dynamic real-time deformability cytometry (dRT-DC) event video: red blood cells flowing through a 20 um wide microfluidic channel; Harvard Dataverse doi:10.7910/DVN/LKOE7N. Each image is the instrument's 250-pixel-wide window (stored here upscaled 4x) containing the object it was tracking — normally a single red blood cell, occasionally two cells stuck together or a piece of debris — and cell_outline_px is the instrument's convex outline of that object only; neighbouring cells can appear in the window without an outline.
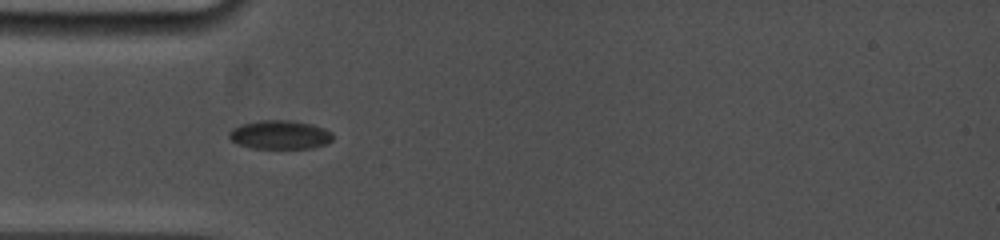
{"species": "common noctule bat (a hibernating species)", "species_latin": "Nyctalus noctula", "temperature_condition": "cold", "stored_images_in_passage": 6, "camera_frame_rate_fps": 5000, "um_per_image_px": 0.085, "animal": {"sex": "female", "body_mass_g": 19.0, "forearm_length_mm": 53.3}, "frame": {"image": 1, "passage_image": 2, "time_ms": 0.6, "image_size_px": [1000, 240], "cell_outline_px": [[332, 140], [324, 144], [312, 148], [252, 148], [240, 144], [232, 140], [228, 136], [228, 132], [232, 128], [240, 124], [260, 120], [292, 120], [312, 124], [324, 128], [332, 132]], "centroid_in_image_um": [23.78, 11.44], "position_along_channel_um": 61.2, "area_um2": 17.4}}
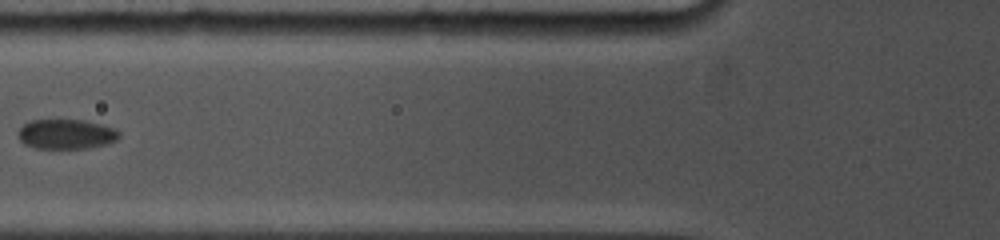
{"frame": {"image": 2, "passage_image": 4, "time_ms": 2.2, "image_size_px": [1000, 240], "cell_outline_px": [[120, 136], [116, 140], [108, 144], [88, 148], [36, 148], [24, 144], [16, 136], [16, 132], [28, 120], [84, 120], [116, 128], [120, 132]], "centroid_in_image_um": [5.62, 11.4], "position_along_channel_um": 120.2, "area_um2": 17.74}}
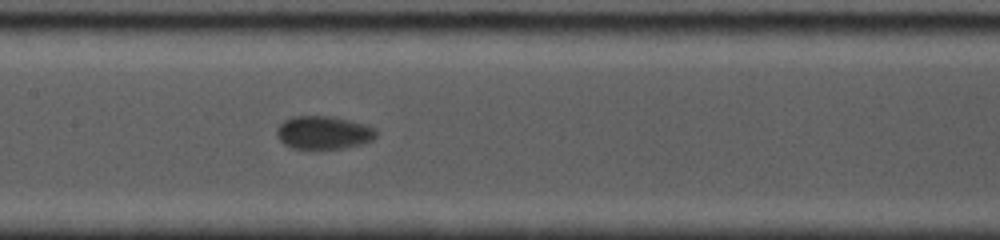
{"frame": {"image": 3, "passage_image": 6, "time_ms": 3.8, "image_size_px": [1000, 240], "cell_outline_px": [[376, 136], [372, 140], [360, 144], [340, 148], [292, 148], [284, 144], [276, 136], [276, 128], [284, 120], [292, 116], [328, 116], [348, 120], [364, 124], [376, 128]], "centroid_in_image_um": [27.46, 11.26], "position_along_channel_um": 179.9, "area_um2": 19.02}}